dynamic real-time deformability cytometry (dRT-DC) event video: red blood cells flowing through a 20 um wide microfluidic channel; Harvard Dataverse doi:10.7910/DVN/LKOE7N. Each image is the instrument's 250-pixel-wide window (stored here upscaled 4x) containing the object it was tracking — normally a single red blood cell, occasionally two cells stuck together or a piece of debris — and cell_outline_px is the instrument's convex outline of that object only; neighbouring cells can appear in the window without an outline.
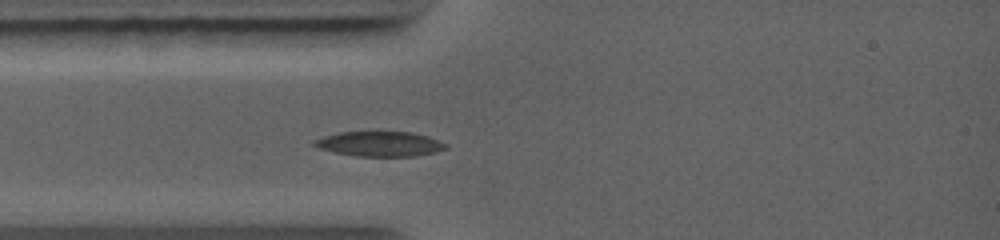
{"species": "common noctule bat (a hibernating species)", "species_latin": "Nyctalus noctula", "temperature_condition": "warm", "stored_images_in_passage": 3, "camera_frame_rate_fps": 5000, "um_per_image_px": 0.085, "animal": {"sex": "female", "body_mass_g": 19.0, "forearm_length_mm": 56.7}, "frame": {"image": 1, "passage_image": 3, "time_ms": 1.8, "image_size_px": [1000, 240], "cell_outline_px": [[448, 148], [436, 152], [416, 156], [356, 156], [336, 152], [320, 148], [312, 144], [312, 140], [336, 132], [376, 128], [412, 132], [428, 136], [448, 144]], "centroid_in_image_um": [32.28, 12.17], "position_along_channel_um": 52.7, "area_um2": 20.23}}